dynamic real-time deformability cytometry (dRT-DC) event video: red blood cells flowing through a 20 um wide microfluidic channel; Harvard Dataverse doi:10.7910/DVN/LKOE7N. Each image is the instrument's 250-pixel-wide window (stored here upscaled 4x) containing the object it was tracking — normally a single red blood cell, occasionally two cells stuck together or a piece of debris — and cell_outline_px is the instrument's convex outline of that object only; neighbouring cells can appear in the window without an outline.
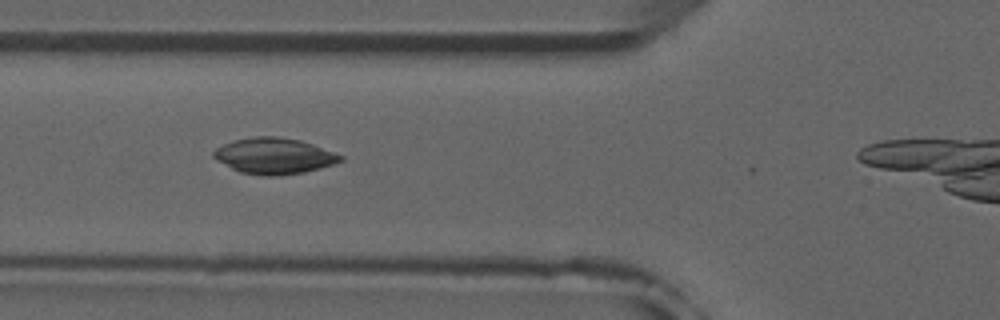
{"species": "common noctule bat (a hibernating species)", "species_latin": "Nyctalus noctula", "temperature_condition": "room temperature", "stored_images_in_passage": 8, "camera_frame_rate_fps": 3000, "um_per_image_px": 0.085, "animal": {"sex": "male", "forearm_length_mm": 52.5}, "frame": {"image": 1, "passage_image": 5, "time_ms": 4.667, "image_size_px": [1000, 320], "cell_outline_px": [[344, 160], [320, 168], [304, 172], [276, 176], [260, 176], [240, 172], [216, 160], [212, 156], [212, 152], [216, 148], [232, 140], [256, 136], [280, 136], [300, 140], [312, 144], [344, 156]], "centroid_in_image_um": [23.28, 13.25], "position_along_channel_um": 102.5, "area_um2": 26.7}}
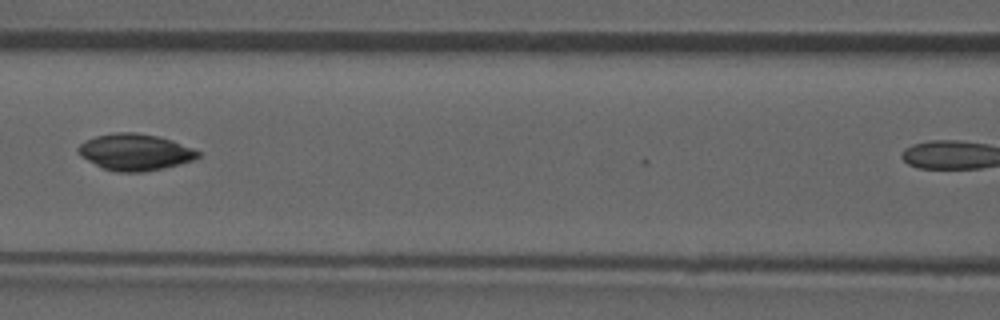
{"frame": {"image": 2, "passage_image": 6, "time_ms": 6.0, "image_size_px": [1000, 320], "cell_outline_px": [[200, 156], [196, 160], [164, 168], [144, 172], [116, 172], [104, 168], [80, 156], [76, 148], [80, 144], [96, 136], [116, 132], [136, 132], [160, 136], [172, 140], [192, 148], [200, 152]], "centroid_in_image_um": [11.51, 12.93], "position_along_channel_um": 155.1, "area_um2": 25.55}}